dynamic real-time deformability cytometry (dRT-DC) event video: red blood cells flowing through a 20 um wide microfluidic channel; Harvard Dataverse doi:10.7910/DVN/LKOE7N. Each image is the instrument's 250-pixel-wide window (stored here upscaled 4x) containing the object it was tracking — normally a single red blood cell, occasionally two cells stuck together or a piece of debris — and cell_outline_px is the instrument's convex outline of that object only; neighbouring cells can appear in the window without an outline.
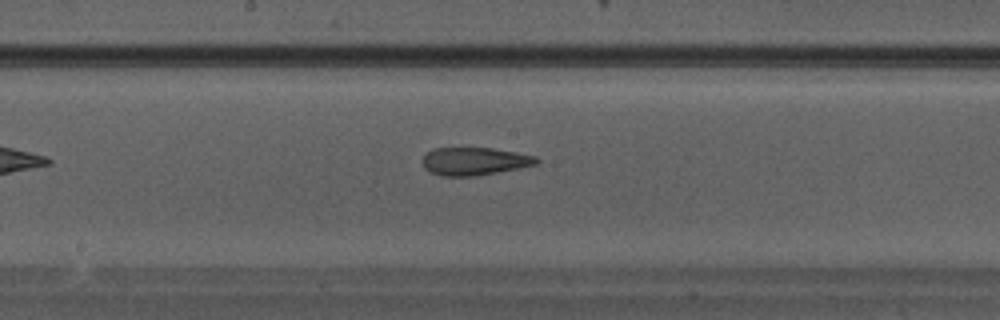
{"species": "Egyptian fruit bat (a non-hibernating species)", "species_latin": "Rousettus aegyptiacus", "temperature_condition": "warm", "stored_images_in_passage": 24, "camera_frame_rate_fps": 3000, "um_per_image_px": 0.085, "animal": {"sex": "male"}, "frame": {"image": 1, "passage_image": 8, "time_ms": 2.333, "image_size_px": [1000, 320], "cell_outline_px": [[540, 160], [536, 164], [476, 176], [440, 176], [428, 172], [424, 168], [420, 160], [432, 148], [492, 148], [516, 152], [536, 156]], "centroid_in_image_um": [40.26, 13.71], "position_along_channel_um": 207.9, "area_um2": 18.55}}